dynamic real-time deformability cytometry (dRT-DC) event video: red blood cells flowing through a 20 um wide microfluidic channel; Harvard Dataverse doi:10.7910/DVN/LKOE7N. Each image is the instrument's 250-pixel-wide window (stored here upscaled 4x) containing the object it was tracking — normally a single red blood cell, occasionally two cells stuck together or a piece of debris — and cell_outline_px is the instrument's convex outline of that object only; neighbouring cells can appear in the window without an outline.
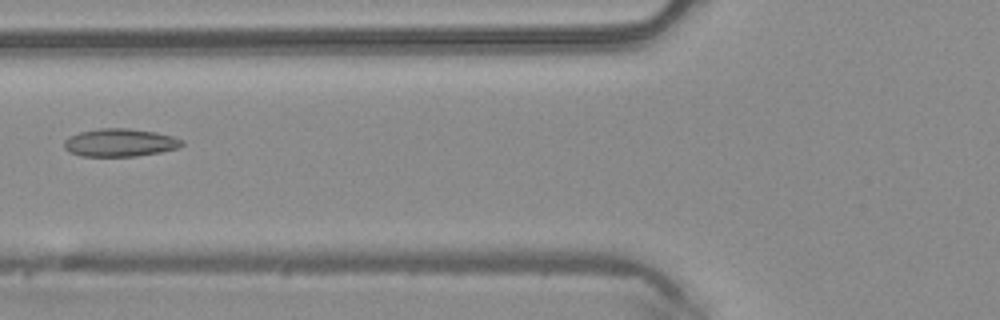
{"species": "common noctule bat (a hibernating species)", "species_latin": "Nyctalus noctula", "temperature_condition": "warm", "stored_images_in_passage": 5, "camera_frame_rate_fps": 3000, "um_per_image_px": 0.085, "animal": {"sex": "male", "body_mass_g": 20.4}, "frame": {"image": 1, "passage_image": 5, "time_ms": 1.333, "image_size_px": [1000, 320], "cell_outline_px": [[184, 144], [180, 148], [160, 152], [136, 156], [80, 156], [68, 152], [64, 148], [64, 140], [68, 136], [80, 132], [100, 128], [128, 128], [156, 132], [172, 136], [184, 140]], "centroid_in_image_um": [10.19, 12.12], "position_along_channel_um": 115.6, "area_um2": 19.36}}